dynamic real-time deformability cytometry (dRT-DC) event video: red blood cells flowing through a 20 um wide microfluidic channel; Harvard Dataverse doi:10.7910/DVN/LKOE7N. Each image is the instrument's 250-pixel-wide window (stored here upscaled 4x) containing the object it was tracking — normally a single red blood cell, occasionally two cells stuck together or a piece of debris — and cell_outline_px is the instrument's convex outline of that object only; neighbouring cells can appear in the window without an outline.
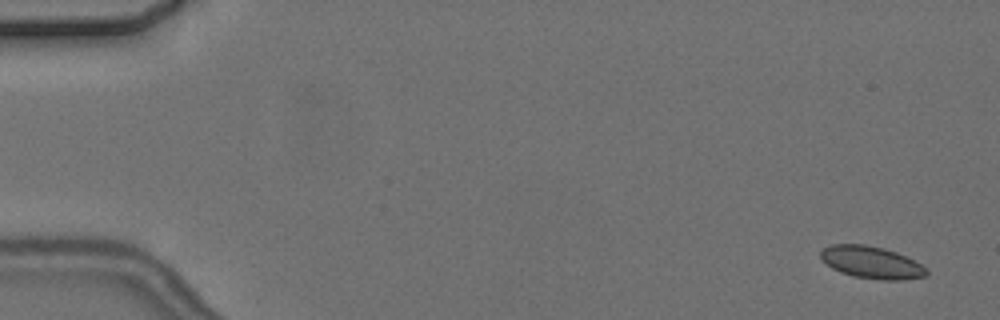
{"species": "common noctule bat (a hibernating species)", "species_latin": "Nyctalus noctula", "temperature_condition": "cold", "stored_images_in_passage": 6, "camera_frame_rate_fps": 3000, "um_per_image_px": 0.085, "animal": {"sex": "female", "body_mass_g": 24.6, "forearm_length_mm": 56.2}, "frame": {"image": 1, "passage_image": 1, "time_ms": 0.0, "image_size_px": [1000, 320], "cell_outline_px": [[928, 276], [904, 280], [880, 280], [852, 276], [840, 272], [832, 268], [820, 260], [820, 252], [824, 248], [832, 244], [864, 244], [884, 248], [896, 252], [920, 264], [928, 272]], "centroid_in_image_um": [74.04, 22.31], "position_along_channel_um": 11.0, "area_um2": 19.94}}